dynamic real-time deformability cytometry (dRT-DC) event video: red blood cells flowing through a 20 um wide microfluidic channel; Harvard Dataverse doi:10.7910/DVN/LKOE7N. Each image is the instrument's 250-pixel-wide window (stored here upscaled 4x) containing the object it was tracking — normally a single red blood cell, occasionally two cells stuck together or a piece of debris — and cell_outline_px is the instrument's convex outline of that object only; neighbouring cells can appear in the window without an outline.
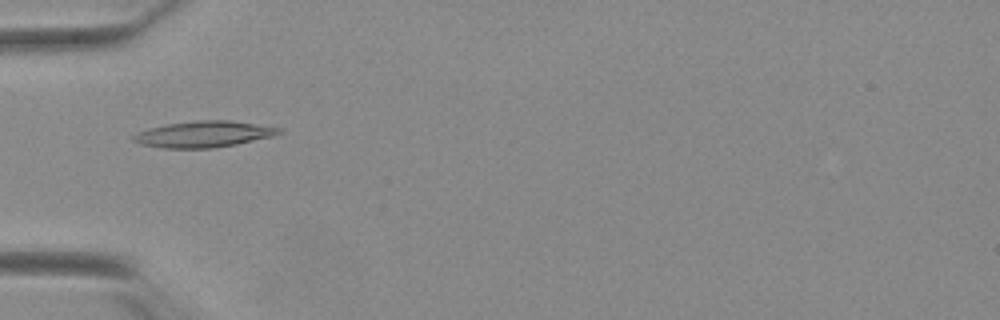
{"species": "Egyptian fruit bat (a non-hibernating species)", "species_latin": "Rousettus aegyptiacus", "temperature_condition": "warm", "stored_images_in_passage": 53, "camera_frame_rate_fps": 3000, "um_per_image_px": 0.085, "animal": {"sex": "female"}, "frame": {"image": 1, "passage_image": 18, "time_ms": 5.667, "image_size_px": [1000, 320], "cell_outline_px": [[284, 132], [272, 136], [236, 144], [212, 148], [164, 148], [140, 144], [132, 140], [132, 136], [136, 132], [148, 128], [168, 124], [196, 120], [228, 120], [284, 128]], "centroid_in_image_um": [17.31, 11.4], "position_along_channel_um": 67.7, "area_um2": 22.25}}
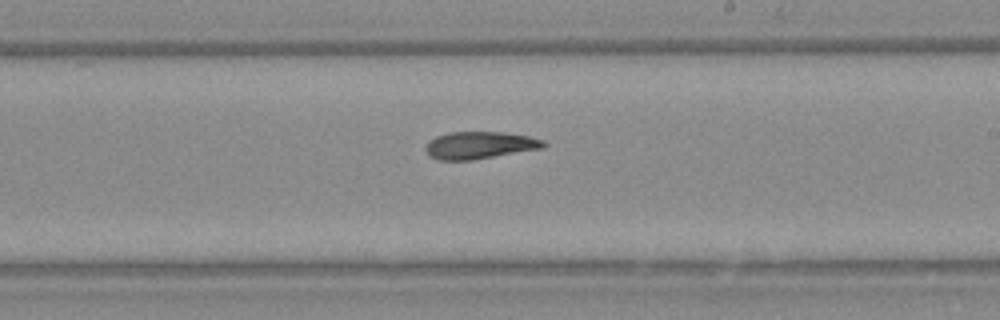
{"frame": {"image": 2, "passage_image": 32, "time_ms": 10.333, "image_size_px": [1000, 320], "cell_outline_px": [[548, 144], [544, 148], [472, 160], [440, 160], [428, 156], [424, 148], [428, 140], [436, 136], [448, 132], [504, 132], [528, 136], [544, 140]], "centroid_in_image_um": [40.75, 12.34], "position_along_channel_um": 248.2, "area_um2": 18.96}}
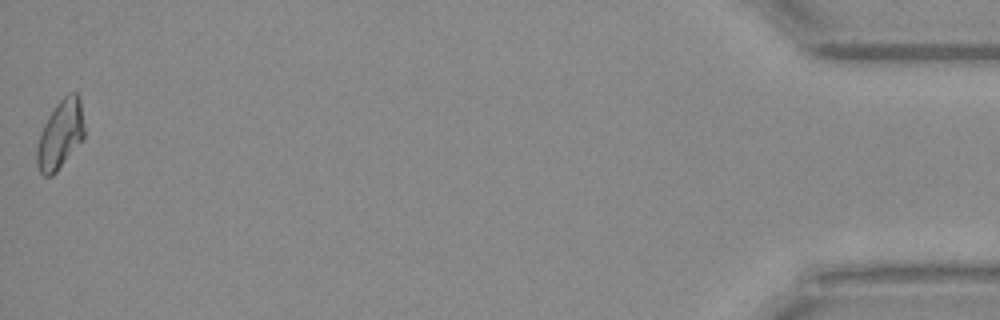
{"frame": {"image": 3, "passage_image": 53, "time_ms": 17.333, "image_size_px": [1000, 320], "cell_outline_px": [[84, 140], [56, 172], [52, 176], [44, 176], [40, 172], [36, 164], [36, 148], [40, 132], [48, 116], [56, 104], [68, 92], [76, 92], [80, 96], [84, 128]], "centroid_in_image_um": [5.13, 11.44], "position_along_channel_um": 430.1, "area_um2": 19.31}}